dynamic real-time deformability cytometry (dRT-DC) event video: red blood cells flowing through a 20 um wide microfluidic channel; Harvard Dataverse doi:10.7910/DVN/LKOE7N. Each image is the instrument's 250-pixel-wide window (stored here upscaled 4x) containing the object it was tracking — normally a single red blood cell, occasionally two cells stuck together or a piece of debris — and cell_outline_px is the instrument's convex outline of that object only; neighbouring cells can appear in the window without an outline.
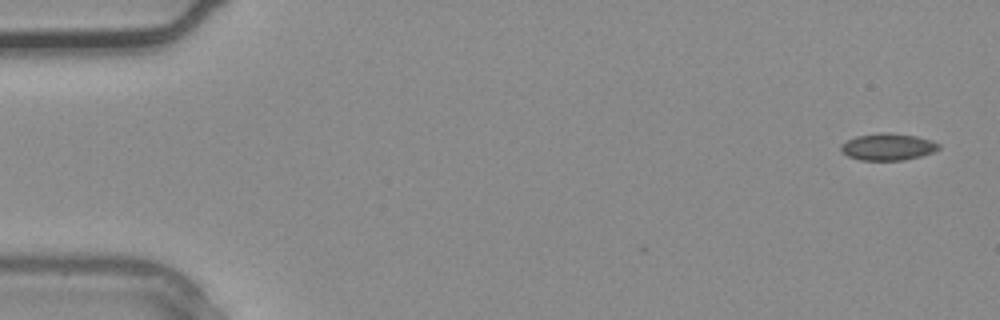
{"species": "common noctule bat (a hibernating species)", "species_latin": "Nyctalus noctula", "temperature_condition": "warm", "stored_images_in_passage": 3, "camera_frame_rate_fps": 3000, "um_per_image_px": 0.085, "animal": {"sex": "male", "body_mass_g": 20.4}, "frame": {"image": 1, "passage_image": 1, "time_ms": 0.0, "image_size_px": [1000, 320], "cell_outline_px": [[940, 148], [936, 152], [904, 160], [860, 160], [848, 156], [840, 148], [840, 144], [856, 136], [880, 132], [888, 132], [916, 136], [932, 140], [940, 144]], "centroid_in_image_um": [75.5, 12.47], "position_along_channel_um": 9.5, "area_um2": 15.43}}
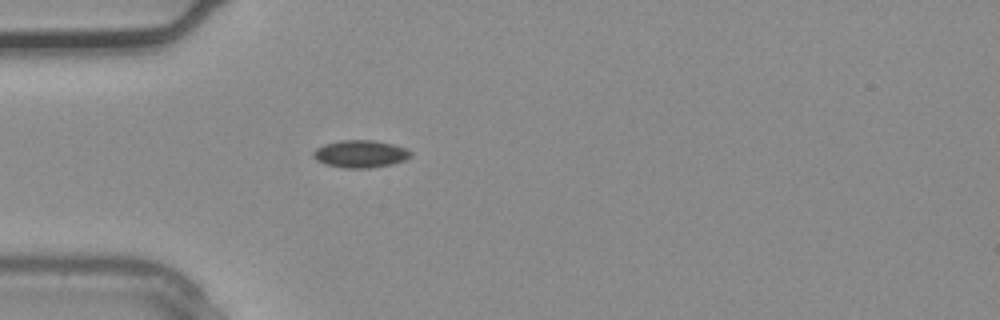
{"frame": {"image": 2, "passage_image": 3, "time_ms": 0.667, "image_size_px": [1000, 320], "cell_outline_px": [[412, 156], [404, 160], [392, 164], [368, 168], [344, 168], [324, 164], [316, 160], [312, 156], [312, 152], [316, 148], [324, 144], [340, 140], [372, 140], [392, 144], [404, 148], [412, 152]], "centroid_in_image_um": [30.59, 13.08], "position_along_channel_um": 54.4, "area_um2": 15.61}}